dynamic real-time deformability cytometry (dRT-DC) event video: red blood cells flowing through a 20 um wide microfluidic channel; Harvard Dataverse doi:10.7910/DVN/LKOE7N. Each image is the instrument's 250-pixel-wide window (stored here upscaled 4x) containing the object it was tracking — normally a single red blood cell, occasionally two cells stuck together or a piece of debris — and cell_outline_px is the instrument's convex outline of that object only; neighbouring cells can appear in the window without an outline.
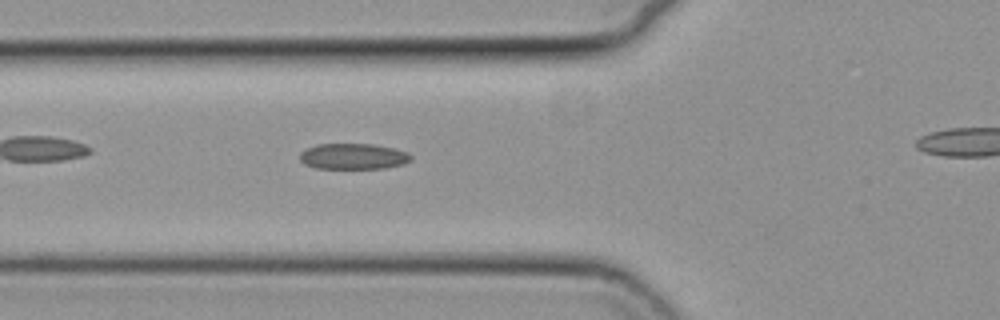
{"species": "common noctule bat (a hibernating species)", "species_latin": "Nyctalus noctula", "temperature_condition": "cold", "stored_images_in_passage": 34, "camera_frame_rate_fps": 3000, "um_per_image_px": 0.085, "animal": {"sex": "female", "body_mass_g": 19.3, "forearm_length_mm": 54.1}, "frame": {"image": 1, "passage_image": 6, "time_ms": 1.667, "image_size_px": [1000, 320], "cell_outline_px": [[412, 160], [404, 164], [384, 168], [316, 168], [304, 164], [300, 160], [300, 152], [316, 144], [372, 144], [392, 148], [408, 152], [412, 156]], "centroid_in_image_um": [30.03, 13.29], "position_along_channel_um": 95.8, "area_um2": 16.7}}
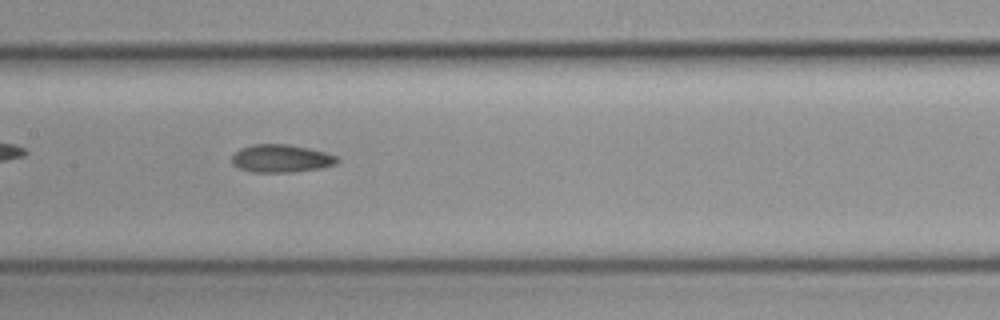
{"frame": {"image": 2, "passage_image": 13, "time_ms": 4.0, "image_size_px": [1000, 320], "cell_outline_px": [[340, 160], [336, 164], [324, 168], [292, 172], [252, 172], [240, 168], [232, 164], [232, 156], [240, 148], [252, 144], [284, 144], [308, 148], [324, 152], [336, 156]], "centroid_in_image_um": [23.91, 13.48], "position_along_channel_um": 183.5, "area_um2": 17.11}}
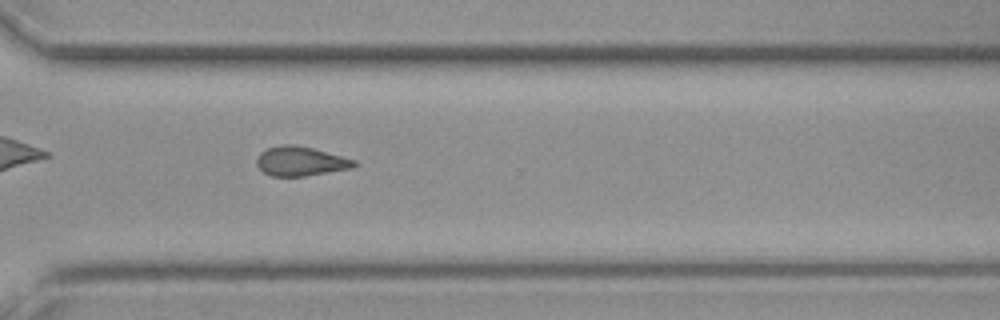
{"frame": {"image": 3, "passage_image": 26, "time_ms": 8.333, "image_size_px": [1000, 320], "cell_outline_px": [[356, 164], [352, 168], [304, 176], [272, 176], [264, 172], [256, 164], [256, 160], [260, 152], [268, 148], [280, 144], [292, 144], [312, 148], [356, 160]], "centroid_in_image_um": [25.52, 13.7], "position_along_channel_um": 345.1, "area_um2": 16.53}}